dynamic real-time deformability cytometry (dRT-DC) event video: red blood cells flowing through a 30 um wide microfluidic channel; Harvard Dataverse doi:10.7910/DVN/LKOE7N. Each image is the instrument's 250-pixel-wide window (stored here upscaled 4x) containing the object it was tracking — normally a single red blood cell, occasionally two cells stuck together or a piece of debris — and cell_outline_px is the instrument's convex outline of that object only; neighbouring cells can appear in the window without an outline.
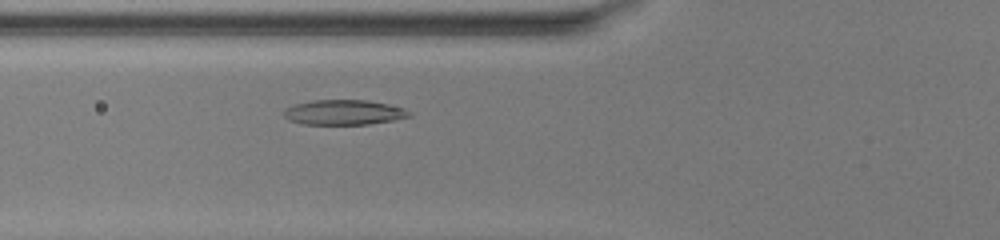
{"species": "common noctule bat (a hibernating species)", "species_latin": "Nyctalus noctula", "temperature_condition": "warm", "stored_images_in_passage": 41, "camera_frame_rate_fps": 3000, "um_per_image_px": 0.085, "animal": {"sex": "female", "body_mass_g": 20.0, "forearm_length_mm": 54.0}, "frame": {"image": 1, "passage_image": 10, "time_ms": 3.0, "image_size_px": [1000, 240], "cell_outline_px": [[412, 116], [392, 120], [368, 124], [300, 124], [288, 120], [284, 116], [284, 108], [296, 104], [312, 100], [368, 100], [388, 104], [404, 108], [412, 112]], "centroid_in_image_um": [29.22, 9.55], "position_along_channel_um": 96.6, "area_um2": 18.32}}
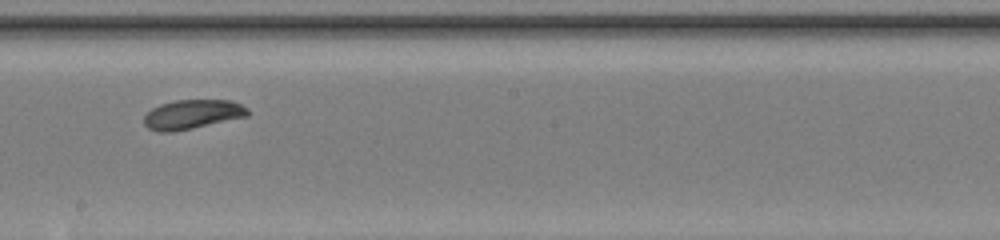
{"frame": {"image": 2, "passage_image": 20, "time_ms": 6.333, "image_size_px": [1000, 240], "cell_outline_px": [[248, 116], [192, 128], [172, 132], [160, 132], [148, 128], [144, 124], [144, 116], [152, 108], [160, 104], [176, 100], [232, 100], [248, 108]], "centroid_in_image_um": [16.34, 9.71], "position_along_channel_um": 231.9, "area_um2": 17.63}}
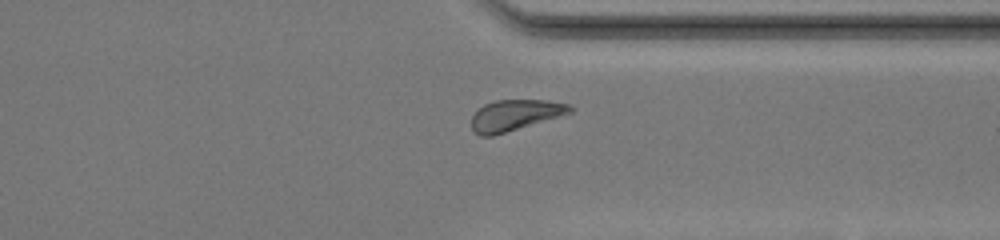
{"frame": {"image": 3, "passage_image": 30, "time_ms": 9.667, "image_size_px": [1000, 240], "cell_outline_px": [[572, 112], [492, 136], [480, 136], [472, 132], [472, 116], [484, 104], [496, 100], [548, 100], [568, 104], [572, 108]], "centroid_in_image_um": [43.73, 9.79], "position_along_channel_um": 367.7, "area_um2": 17.46}, "authors_computed_cell_mechanics": {"area_um2": 18.0914, "velocity_mm_per_s": 4.0682, "shape_relaxation_time_tau1_ms": 2.5477, "shape_relaxation_time_tau2_ms": null, "deformation_change_tau1": 0.1087, "deformation_change_tau2": null}}